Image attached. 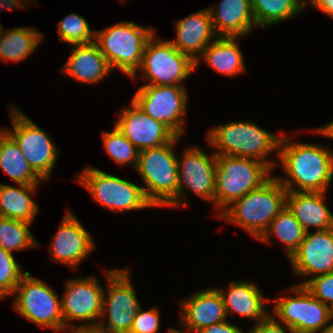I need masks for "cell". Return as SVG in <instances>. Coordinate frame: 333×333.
<instances>
[{
  "label": "cell",
  "mask_w": 333,
  "mask_h": 333,
  "mask_svg": "<svg viewBox=\"0 0 333 333\" xmlns=\"http://www.w3.org/2000/svg\"><path fill=\"white\" fill-rule=\"evenodd\" d=\"M284 135L278 159L288 178L277 177L279 182L288 192H327L333 178V151L313 143H297Z\"/></svg>",
  "instance_id": "cell-1"
},
{
  "label": "cell",
  "mask_w": 333,
  "mask_h": 333,
  "mask_svg": "<svg viewBox=\"0 0 333 333\" xmlns=\"http://www.w3.org/2000/svg\"><path fill=\"white\" fill-rule=\"evenodd\" d=\"M287 193L277 177L271 176L259 188L232 202L218 217L240 226L258 240L286 207Z\"/></svg>",
  "instance_id": "cell-2"
},
{
  "label": "cell",
  "mask_w": 333,
  "mask_h": 333,
  "mask_svg": "<svg viewBox=\"0 0 333 333\" xmlns=\"http://www.w3.org/2000/svg\"><path fill=\"white\" fill-rule=\"evenodd\" d=\"M180 139L139 151L135 170L144 181L143 191L155 207H178V164L173 147Z\"/></svg>",
  "instance_id": "cell-3"
},
{
  "label": "cell",
  "mask_w": 333,
  "mask_h": 333,
  "mask_svg": "<svg viewBox=\"0 0 333 333\" xmlns=\"http://www.w3.org/2000/svg\"><path fill=\"white\" fill-rule=\"evenodd\" d=\"M281 137L282 134L269 133L250 121H234L209 129L206 140L218 150L216 155L257 159L274 170L276 163L267 156L275 150L278 154Z\"/></svg>",
  "instance_id": "cell-4"
},
{
  "label": "cell",
  "mask_w": 333,
  "mask_h": 333,
  "mask_svg": "<svg viewBox=\"0 0 333 333\" xmlns=\"http://www.w3.org/2000/svg\"><path fill=\"white\" fill-rule=\"evenodd\" d=\"M155 33L153 28L133 22H121L95 33V43L112 70L121 69L137 79L147 41Z\"/></svg>",
  "instance_id": "cell-5"
},
{
  "label": "cell",
  "mask_w": 333,
  "mask_h": 333,
  "mask_svg": "<svg viewBox=\"0 0 333 333\" xmlns=\"http://www.w3.org/2000/svg\"><path fill=\"white\" fill-rule=\"evenodd\" d=\"M272 171L253 158L217 155L215 167V207L219 214L235 200L259 188Z\"/></svg>",
  "instance_id": "cell-6"
},
{
  "label": "cell",
  "mask_w": 333,
  "mask_h": 333,
  "mask_svg": "<svg viewBox=\"0 0 333 333\" xmlns=\"http://www.w3.org/2000/svg\"><path fill=\"white\" fill-rule=\"evenodd\" d=\"M77 177L93 200L110 211L121 213L154 207L142 187L100 169L88 166Z\"/></svg>",
  "instance_id": "cell-7"
},
{
  "label": "cell",
  "mask_w": 333,
  "mask_h": 333,
  "mask_svg": "<svg viewBox=\"0 0 333 333\" xmlns=\"http://www.w3.org/2000/svg\"><path fill=\"white\" fill-rule=\"evenodd\" d=\"M15 310L27 320L58 332H65L61 300L54 290L27 273L21 278L13 295Z\"/></svg>",
  "instance_id": "cell-8"
},
{
  "label": "cell",
  "mask_w": 333,
  "mask_h": 333,
  "mask_svg": "<svg viewBox=\"0 0 333 333\" xmlns=\"http://www.w3.org/2000/svg\"><path fill=\"white\" fill-rule=\"evenodd\" d=\"M146 85H181L196 70V63L168 40L147 41L140 68Z\"/></svg>",
  "instance_id": "cell-9"
},
{
  "label": "cell",
  "mask_w": 333,
  "mask_h": 333,
  "mask_svg": "<svg viewBox=\"0 0 333 333\" xmlns=\"http://www.w3.org/2000/svg\"><path fill=\"white\" fill-rule=\"evenodd\" d=\"M289 291L297 296L274 299L271 315L280 319L290 333H321L330 322L329 307L304 285L293 284Z\"/></svg>",
  "instance_id": "cell-10"
},
{
  "label": "cell",
  "mask_w": 333,
  "mask_h": 333,
  "mask_svg": "<svg viewBox=\"0 0 333 333\" xmlns=\"http://www.w3.org/2000/svg\"><path fill=\"white\" fill-rule=\"evenodd\" d=\"M12 130L4 129L18 144L32 170L43 180L49 179L57 162L58 149L37 124L16 106L9 107Z\"/></svg>",
  "instance_id": "cell-11"
},
{
  "label": "cell",
  "mask_w": 333,
  "mask_h": 333,
  "mask_svg": "<svg viewBox=\"0 0 333 333\" xmlns=\"http://www.w3.org/2000/svg\"><path fill=\"white\" fill-rule=\"evenodd\" d=\"M108 295L103 294L101 318L108 316V323L100 319L96 328L106 333H129L134 317L142 307L130 281L128 269L106 270ZM107 325V326H105Z\"/></svg>",
  "instance_id": "cell-12"
},
{
  "label": "cell",
  "mask_w": 333,
  "mask_h": 333,
  "mask_svg": "<svg viewBox=\"0 0 333 333\" xmlns=\"http://www.w3.org/2000/svg\"><path fill=\"white\" fill-rule=\"evenodd\" d=\"M148 116L166 125L176 136L184 133L183 115L188 95L183 85H143L132 99Z\"/></svg>",
  "instance_id": "cell-13"
},
{
  "label": "cell",
  "mask_w": 333,
  "mask_h": 333,
  "mask_svg": "<svg viewBox=\"0 0 333 333\" xmlns=\"http://www.w3.org/2000/svg\"><path fill=\"white\" fill-rule=\"evenodd\" d=\"M94 277L78 276L66 282V290L61 297V311L65 333L75 328H96L102 314L104 289ZM96 320V321H93ZM84 321L83 325L69 324L71 321ZM90 322V323H88ZM93 322V323H92ZM69 325V326H68Z\"/></svg>",
  "instance_id": "cell-14"
},
{
  "label": "cell",
  "mask_w": 333,
  "mask_h": 333,
  "mask_svg": "<svg viewBox=\"0 0 333 333\" xmlns=\"http://www.w3.org/2000/svg\"><path fill=\"white\" fill-rule=\"evenodd\" d=\"M217 155L210 157L199 147L184 150L178 164V207L187 205L185 187L203 200L215 203V167ZM184 201V202H183Z\"/></svg>",
  "instance_id": "cell-15"
},
{
  "label": "cell",
  "mask_w": 333,
  "mask_h": 333,
  "mask_svg": "<svg viewBox=\"0 0 333 333\" xmlns=\"http://www.w3.org/2000/svg\"><path fill=\"white\" fill-rule=\"evenodd\" d=\"M117 119L115 127L139 151L162 146L176 136L162 122L144 113L133 100L131 107L122 109Z\"/></svg>",
  "instance_id": "cell-16"
},
{
  "label": "cell",
  "mask_w": 333,
  "mask_h": 333,
  "mask_svg": "<svg viewBox=\"0 0 333 333\" xmlns=\"http://www.w3.org/2000/svg\"><path fill=\"white\" fill-rule=\"evenodd\" d=\"M49 248L56 262L75 269L82 259L92 253L95 244L82 223L71 211H67Z\"/></svg>",
  "instance_id": "cell-17"
},
{
  "label": "cell",
  "mask_w": 333,
  "mask_h": 333,
  "mask_svg": "<svg viewBox=\"0 0 333 333\" xmlns=\"http://www.w3.org/2000/svg\"><path fill=\"white\" fill-rule=\"evenodd\" d=\"M298 276H318L333 271V228L306 232L298 250L290 257Z\"/></svg>",
  "instance_id": "cell-18"
},
{
  "label": "cell",
  "mask_w": 333,
  "mask_h": 333,
  "mask_svg": "<svg viewBox=\"0 0 333 333\" xmlns=\"http://www.w3.org/2000/svg\"><path fill=\"white\" fill-rule=\"evenodd\" d=\"M175 27L176 39L169 41L178 51L191 58L197 68L204 50L214 41L212 37H218L213 29L208 8L177 20Z\"/></svg>",
  "instance_id": "cell-19"
},
{
  "label": "cell",
  "mask_w": 333,
  "mask_h": 333,
  "mask_svg": "<svg viewBox=\"0 0 333 333\" xmlns=\"http://www.w3.org/2000/svg\"><path fill=\"white\" fill-rule=\"evenodd\" d=\"M180 306L182 327L194 333L227 320L224 302L217 288L198 291L181 301Z\"/></svg>",
  "instance_id": "cell-20"
},
{
  "label": "cell",
  "mask_w": 333,
  "mask_h": 333,
  "mask_svg": "<svg viewBox=\"0 0 333 333\" xmlns=\"http://www.w3.org/2000/svg\"><path fill=\"white\" fill-rule=\"evenodd\" d=\"M208 10L217 36L242 37L257 27L250 0H222Z\"/></svg>",
  "instance_id": "cell-21"
},
{
  "label": "cell",
  "mask_w": 333,
  "mask_h": 333,
  "mask_svg": "<svg viewBox=\"0 0 333 333\" xmlns=\"http://www.w3.org/2000/svg\"><path fill=\"white\" fill-rule=\"evenodd\" d=\"M62 74L73 77L79 82L95 84L112 71L107 59L95 42L74 45Z\"/></svg>",
  "instance_id": "cell-22"
},
{
  "label": "cell",
  "mask_w": 333,
  "mask_h": 333,
  "mask_svg": "<svg viewBox=\"0 0 333 333\" xmlns=\"http://www.w3.org/2000/svg\"><path fill=\"white\" fill-rule=\"evenodd\" d=\"M326 192H288L286 206L295 215L305 232L333 228V214L325 205Z\"/></svg>",
  "instance_id": "cell-23"
},
{
  "label": "cell",
  "mask_w": 333,
  "mask_h": 333,
  "mask_svg": "<svg viewBox=\"0 0 333 333\" xmlns=\"http://www.w3.org/2000/svg\"><path fill=\"white\" fill-rule=\"evenodd\" d=\"M226 314L237 313L244 318L257 320L258 323L266 319L271 313L265 309V298L259 286L248 281L235 282L229 284L228 291L219 290Z\"/></svg>",
  "instance_id": "cell-24"
},
{
  "label": "cell",
  "mask_w": 333,
  "mask_h": 333,
  "mask_svg": "<svg viewBox=\"0 0 333 333\" xmlns=\"http://www.w3.org/2000/svg\"><path fill=\"white\" fill-rule=\"evenodd\" d=\"M239 37L218 36L202 54V59L215 71L236 76L245 70L244 55L237 42Z\"/></svg>",
  "instance_id": "cell-25"
},
{
  "label": "cell",
  "mask_w": 333,
  "mask_h": 333,
  "mask_svg": "<svg viewBox=\"0 0 333 333\" xmlns=\"http://www.w3.org/2000/svg\"><path fill=\"white\" fill-rule=\"evenodd\" d=\"M38 185L19 184L18 188L0 183V216L33 223L38 205L30 194Z\"/></svg>",
  "instance_id": "cell-26"
},
{
  "label": "cell",
  "mask_w": 333,
  "mask_h": 333,
  "mask_svg": "<svg viewBox=\"0 0 333 333\" xmlns=\"http://www.w3.org/2000/svg\"><path fill=\"white\" fill-rule=\"evenodd\" d=\"M0 168L13 181L24 185H39L44 182L30 167L15 140L4 130H0Z\"/></svg>",
  "instance_id": "cell-27"
},
{
  "label": "cell",
  "mask_w": 333,
  "mask_h": 333,
  "mask_svg": "<svg viewBox=\"0 0 333 333\" xmlns=\"http://www.w3.org/2000/svg\"><path fill=\"white\" fill-rule=\"evenodd\" d=\"M42 33L30 27L3 29L0 41V60L23 61L39 46Z\"/></svg>",
  "instance_id": "cell-28"
},
{
  "label": "cell",
  "mask_w": 333,
  "mask_h": 333,
  "mask_svg": "<svg viewBox=\"0 0 333 333\" xmlns=\"http://www.w3.org/2000/svg\"><path fill=\"white\" fill-rule=\"evenodd\" d=\"M270 232L282 242L289 259L300 247L306 233L287 206L272 220L258 240L270 242Z\"/></svg>",
  "instance_id": "cell-29"
},
{
  "label": "cell",
  "mask_w": 333,
  "mask_h": 333,
  "mask_svg": "<svg viewBox=\"0 0 333 333\" xmlns=\"http://www.w3.org/2000/svg\"><path fill=\"white\" fill-rule=\"evenodd\" d=\"M255 23L266 27L286 21L303 11L305 0H250Z\"/></svg>",
  "instance_id": "cell-30"
},
{
  "label": "cell",
  "mask_w": 333,
  "mask_h": 333,
  "mask_svg": "<svg viewBox=\"0 0 333 333\" xmlns=\"http://www.w3.org/2000/svg\"><path fill=\"white\" fill-rule=\"evenodd\" d=\"M28 223L0 216V247L9 252L24 250L38 246Z\"/></svg>",
  "instance_id": "cell-31"
},
{
  "label": "cell",
  "mask_w": 333,
  "mask_h": 333,
  "mask_svg": "<svg viewBox=\"0 0 333 333\" xmlns=\"http://www.w3.org/2000/svg\"><path fill=\"white\" fill-rule=\"evenodd\" d=\"M103 144L106 152L118 163V165H128L136 168L139 150L114 127L113 131L103 132Z\"/></svg>",
  "instance_id": "cell-32"
},
{
  "label": "cell",
  "mask_w": 333,
  "mask_h": 333,
  "mask_svg": "<svg viewBox=\"0 0 333 333\" xmlns=\"http://www.w3.org/2000/svg\"><path fill=\"white\" fill-rule=\"evenodd\" d=\"M60 40L73 45L95 42L96 31H91L87 20L75 13L68 14L58 23Z\"/></svg>",
  "instance_id": "cell-33"
},
{
  "label": "cell",
  "mask_w": 333,
  "mask_h": 333,
  "mask_svg": "<svg viewBox=\"0 0 333 333\" xmlns=\"http://www.w3.org/2000/svg\"><path fill=\"white\" fill-rule=\"evenodd\" d=\"M27 273L22 271L12 252L0 247V297L13 296L16 286Z\"/></svg>",
  "instance_id": "cell-34"
},
{
  "label": "cell",
  "mask_w": 333,
  "mask_h": 333,
  "mask_svg": "<svg viewBox=\"0 0 333 333\" xmlns=\"http://www.w3.org/2000/svg\"><path fill=\"white\" fill-rule=\"evenodd\" d=\"M299 285H304L315 298L328 307L333 306V271L312 277Z\"/></svg>",
  "instance_id": "cell-35"
},
{
  "label": "cell",
  "mask_w": 333,
  "mask_h": 333,
  "mask_svg": "<svg viewBox=\"0 0 333 333\" xmlns=\"http://www.w3.org/2000/svg\"><path fill=\"white\" fill-rule=\"evenodd\" d=\"M160 328V313L156 308L144 311L141 307L134 317L129 333H157Z\"/></svg>",
  "instance_id": "cell-36"
},
{
  "label": "cell",
  "mask_w": 333,
  "mask_h": 333,
  "mask_svg": "<svg viewBox=\"0 0 333 333\" xmlns=\"http://www.w3.org/2000/svg\"><path fill=\"white\" fill-rule=\"evenodd\" d=\"M275 318L270 314L266 319L256 323L249 333H286L287 326H282L276 322Z\"/></svg>",
  "instance_id": "cell-37"
},
{
  "label": "cell",
  "mask_w": 333,
  "mask_h": 333,
  "mask_svg": "<svg viewBox=\"0 0 333 333\" xmlns=\"http://www.w3.org/2000/svg\"><path fill=\"white\" fill-rule=\"evenodd\" d=\"M199 333H244L237 326L229 323L228 320L215 323L209 327L204 328Z\"/></svg>",
  "instance_id": "cell-38"
},
{
  "label": "cell",
  "mask_w": 333,
  "mask_h": 333,
  "mask_svg": "<svg viewBox=\"0 0 333 333\" xmlns=\"http://www.w3.org/2000/svg\"><path fill=\"white\" fill-rule=\"evenodd\" d=\"M309 5L333 18V0H305V6Z\"/></svg>",
  "instance_id": "cell-39"
},
{
  "label": "cell",
  "mask_w": 333,
  "mask_h": 333,
  "mask_svg": "<svg viewBox=\"0 0 333 333\" xmlns=\"http://www.w3.org/2000/svg\"><path fill=\"white\" fill-rule=\"evenodd\" d=\"M25 1L21 0H0V9L1 10H13L14 8L25 7Z\"/></svg>",
  "instance_id": "cell-40"
},
{
  "label": "cell",
  "mask_w": 333,
  "mask_h": 333,
  "mask_svg": "<svg viewBox=\"0 0 333 333\" xmlns=\"http://www.w3.org/2000/svg\"><path fill=\"white\" fill-rule=\"evenodd\" d=\"M314 131H316L317 134L333 139V121L322 127H318Z\"/></svg>",
  "instance_id": "cell-41"
},
{
  "label": "cell",
  "mask_w": 333,
  "mask_h": 333,
  "mask_svg": "<svg viewBox=\"0 0 333 333\" xmlns=\"http://www.w3.org/2000/svg\"><path fill=\"white\" fill-rule=\"evenodd\" d=\"M72 333H106L98 328H75L70 330Z\"/></svg>",
  "instance_id": "cell-42"
},
{
  "label": "cell",
  "mask_w": 333,
  "mask_h": 333,
  "mask_svg": "<svg viewBox=\"0 0 333 333\" xmlns=\"http://www.w3.org/2000/svg\"><path fill=\"white\" fill-rule=\"evenodd\" d=\"M321 333H333V324L329 323Z\"/></svg>",
  "instance_id": "cell-43"
},
{
  "label": "cell",
  "mask_w": 333,
  "mask_h": 333,
  "mask_svg": "<svg viewBox=\"0 0 333 333\" xmlns=\"http://www.w3.org/2000/svg\"><path fill=\"white\" fill-rule=\"evenodd\" d=\"M167 333H185V331L181 332L177 329L174 328H169Z\"/></svg>",
  "instance_id": "cell-44"
},
{
  "label": "cell",
  "mask_w": 333,
  "mask_h": 333,
  "mask_svg": "<svg viewBox=\"0 0 333 333\" xmlns=\"http://www.w3.org/2000/svg\"><path fill=\"white\" fill-rule=\"evenodd\" d=\"M329 319H330V321L333 319V306H331V307H329ZM331 324H333V323H331Z\"/></svg>",
  "instance_id": "cell-45"
},
{
  "label": "cell",
  "mask_w": 333,
  "mask_h": 333,
  "mask_svg": "<svg viewBox=\"0 0 333 333\" xmlns=\"http://www.w3.org/2000/svg\"><path fill=\"white\" fill-rule=\"evenodd\" d=\"M2 35H3V27H2V25L0 24V41H1Z\"/></svg>",
  "instance_id": "cell-46"
}]
</instances>
